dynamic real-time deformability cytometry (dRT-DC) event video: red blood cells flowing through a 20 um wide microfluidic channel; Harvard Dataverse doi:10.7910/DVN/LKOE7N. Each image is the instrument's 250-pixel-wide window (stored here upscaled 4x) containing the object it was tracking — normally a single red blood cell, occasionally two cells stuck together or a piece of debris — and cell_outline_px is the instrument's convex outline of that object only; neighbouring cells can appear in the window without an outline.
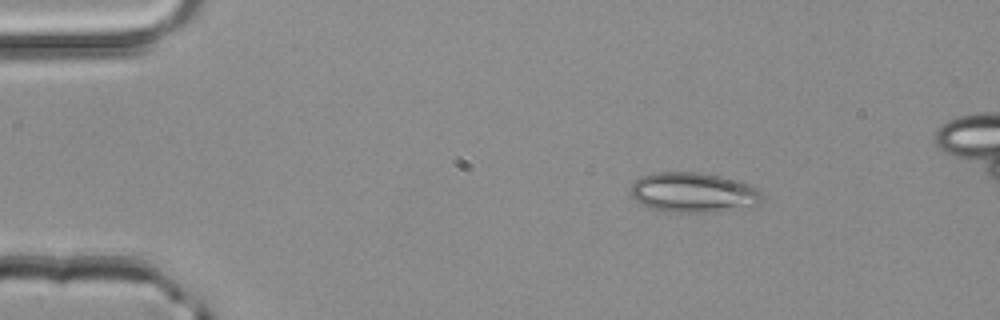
{"species": "common noctule bat (a hibernating species)", "species_latin": "Nyctalus noctula", "temperature_condition": "room temperature", "stored_images_in_passage": 4, "camera_frame_rate_fps": 3000, "um_per_image_px": 0.085, "animal": {"sex": "male", "body_mass_g": 20.4}, "frame": {"image": 1, "passage_image": 4, "time_ms": 1.0, "image_size_px": [1000, 320], "cell_outline_px": [[764, 196], [760, 204], [720, 212], [672, 212], [652, 208], [636, 200], [632, 196], [632, 184], [640, 176], [660, 172], [696, 172], [720, 176], [736, 180], [748, 184], [756, 188]], "centroid_in_image_um": [58.98, 16.36], "position_along_channel_um": 26.0, "area_um2": 30.4}}